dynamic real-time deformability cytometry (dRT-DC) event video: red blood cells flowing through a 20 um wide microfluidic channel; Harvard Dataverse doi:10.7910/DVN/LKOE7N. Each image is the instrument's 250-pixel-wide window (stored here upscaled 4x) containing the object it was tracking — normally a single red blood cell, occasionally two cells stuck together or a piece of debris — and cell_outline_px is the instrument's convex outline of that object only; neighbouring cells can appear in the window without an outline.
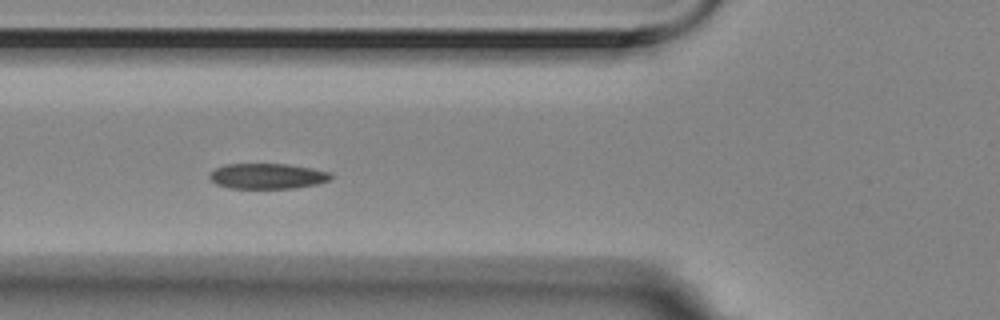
{"species": "Egyptian fruit bat (a non-hibernating species)", "species_latin": "Rousettus aegyptiacus", "temperature_condition": "room temperature", "stored_images_in_passage": 9, "camera_frame_rate_fps": 3000, "um_per_image_px": 0.085, "animal": {"sex": "female"}, "frame": {"image": 1, "passage_image": 6, "time_ms": 1.667, "image_size_px": [1000, 320], "cell_outline_px": [[332, 176], [328, 180], [316, 184], [296, 188], [228, 188], [216, 184], [208, 176], [216, 168], [224, 164], [288, 164], [312, 168], [332, 172]], "centroid_in_image_um": [22.74, 14.97], "position_along_channel_um": 103.1, "area_um2": 17.98}}
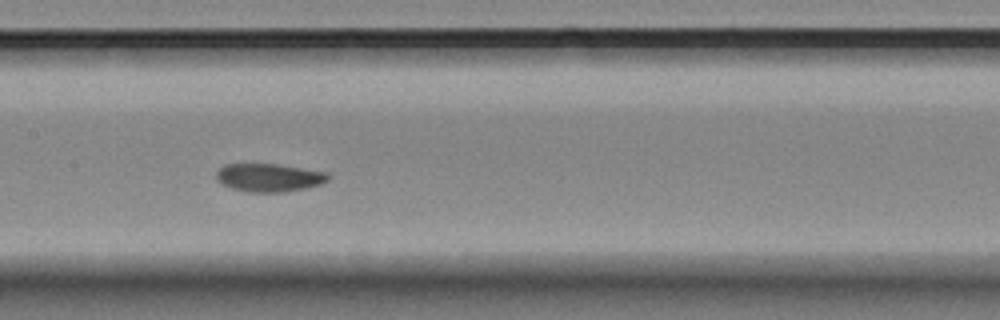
{"frame": {"image": 2, "passage_image": 8, "time_ms": 2.333, "image_size_px": [1000, 320], "cell_outline_px": [[332, 176], [328, 180], [320, 184], [304, 188], [284, 192], [248, 192], [232, 188], [224, 184], [216, 176], [216, 172], [224, 164], [276, 164], [328, 172]], "centroid_in_image_um": [22.91, 15.09], "position_along_channel_um": 184.5, "area_um2": 18.21}}
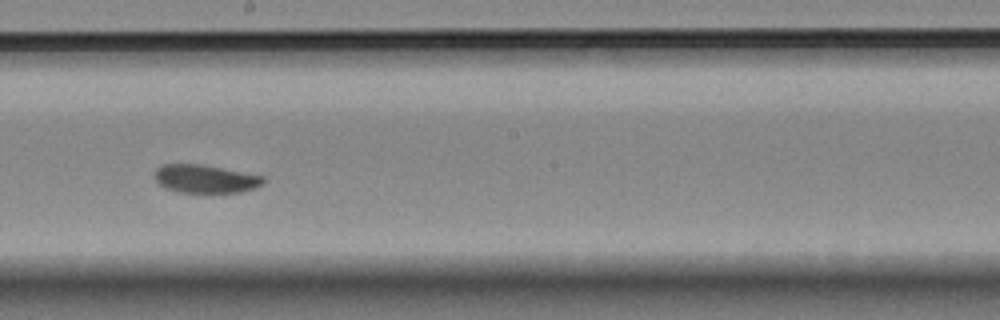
{"frame": {"image": 3, "passage_image": 9, "time_ms": 2.667, "image_size_px": [1000, 320], "cell_outline_px": [[264, 184], [256, 188], [240, 192], [208, 196], [176, 192], [164, 188], [156, 180], [156, 168], [164, 164], [200, 164], [264, 176]], "centroid_in_image_um": [17.47, 15.27], "position_along_channel_um": 230.7, "area_um2": 18.67}}